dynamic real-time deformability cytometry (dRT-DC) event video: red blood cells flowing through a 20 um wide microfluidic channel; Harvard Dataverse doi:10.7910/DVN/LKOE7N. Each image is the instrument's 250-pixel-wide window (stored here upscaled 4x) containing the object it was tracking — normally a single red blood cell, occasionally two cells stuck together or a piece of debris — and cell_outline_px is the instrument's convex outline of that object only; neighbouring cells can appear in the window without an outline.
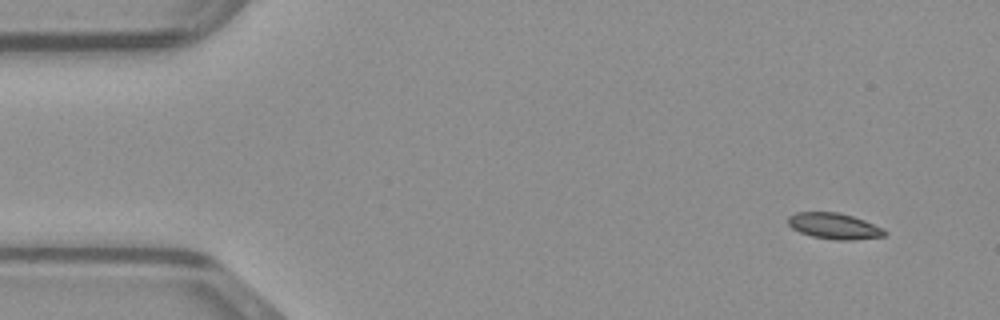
{"species": "common noctule bat (a hibernating species)", "species_latin": "Nyctalus noctula", "temperature_condition": "warm", "stored_images_in_passage": 46, "camera_frame_rate_fps": 3000, "um_per_image_px": 0.085, "animal": {"sex": "male", "body_mass_g": 23.1, "forearm_length_mm": 52.7}, "frame": {"image": 1, "passage_image": 1, "time_ms": 0.0, "image_size_px": [1000, 320], "cell_outline_px": [[888, 232], [884, 236], [852, 240], [836, 240], [812, 236], [800, 232], [792, 228], [788, 224], [788, 216], [796, 212], [840, 212], [864, 220], [884, 228]], "centroid_in_image_um": [70.92, 19.21], "position_along_channel_um": 14.1, "area_um2": 14.68}}
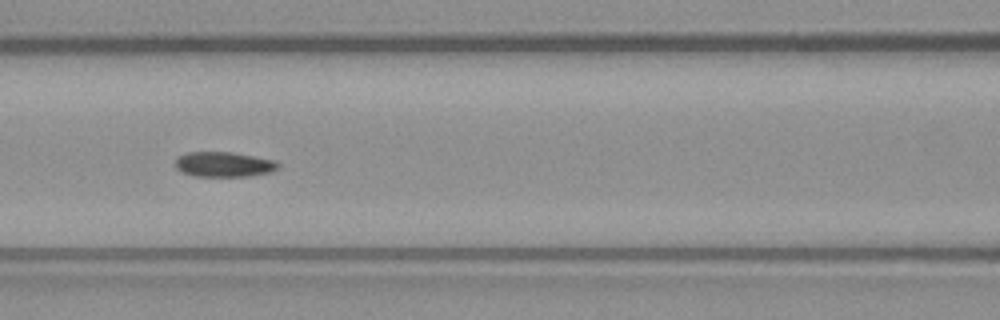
{"frame": {"image": 2, "passage_image": 18, "time_ms": 5.667, "image_size_px": [1000, 320], "cell_outline_px": [[280, 164], [272, 172], [248, 176], [196, 176], [180, 172], [176, 168], [176, 156], [188, 152], [232, 152], [276, 160]], "centroid_in_image_um": [19.01, 13.97], "position_along_channel_um": 147.6, "area_um2": 15.09}}
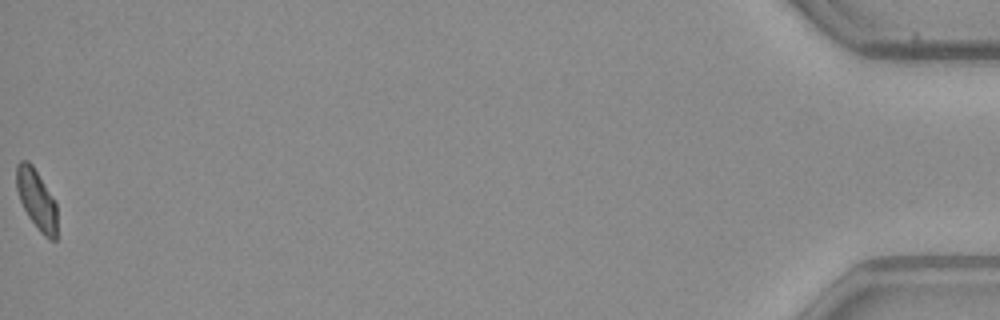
{"frame": {"image": 3, "passage_image": 46, "time_ms": 15.0, "image_size_px": [1000, 320], "cell_outline_px": [[56, 240], [48, 240], [40, 232], [28, 216], [20, 200], [16, 188], [16, 164], [20, 160], [28, 160], [32, 164], [56, 204]], "centroid_in_image_um": [3.08, 16.95], "position_along_channel_um": 432.1, "area_um2": 14.05}}